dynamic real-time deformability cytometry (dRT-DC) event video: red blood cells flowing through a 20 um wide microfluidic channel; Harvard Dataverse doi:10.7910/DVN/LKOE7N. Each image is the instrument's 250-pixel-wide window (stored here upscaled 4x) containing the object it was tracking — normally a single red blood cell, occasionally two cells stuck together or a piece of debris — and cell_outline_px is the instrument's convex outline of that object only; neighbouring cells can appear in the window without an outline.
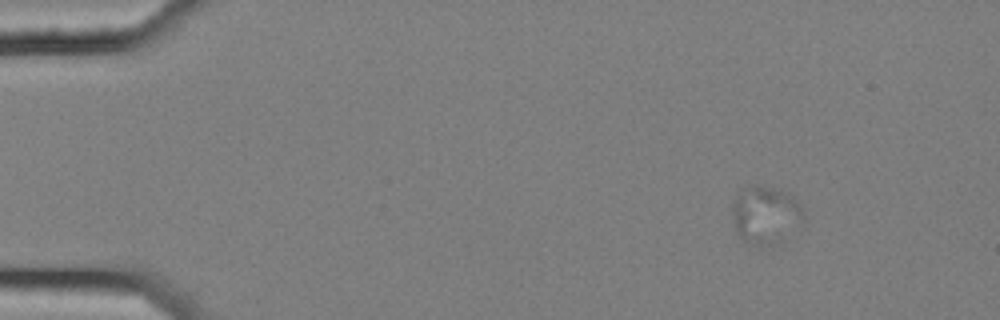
{"species": "common noctule bat (a hibernating species)", "species_latin": "Nyctalus noctula", "temperature_condition": "cold", "stored_images_in_passage": 4, "camera_frame_rate_fps": 3000, "um_per_image_px": 0.085, "animal": {"sex": "female", "body_mass_g": 25.1}, "frame": {"image": 1, "passage_image": 1, "time_ms": 0.0, "image_size_px": [1000, 320], "cell_outline_px": [[804, 216], [776, 240], [760, 244], [744, 240], [736, 232], [732, 208], [736, 192], [756, 184], [788, 192], [792, 196], [800, 208]], "centroid_in_image_um": [64.96, 18.15], "position_along_channel_um": 20.0, "area_um2": 22.25}}
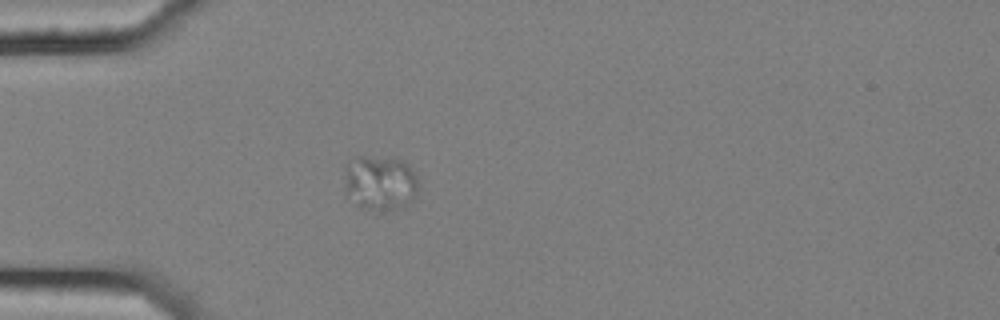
{"frame": {"image": 2, "passage_image": 4, "time_ms": 1.0, "image_size_px": [1000, 320], "cell_outline_px": [[420, 188], [416, 196], [408, 204], [384, 212], [380, 212], [360, 208], [344, 200], [344, 168], [356, 156], [392, 156], [404, 160], [408, 164], [416, 176], [420, 184]], "centroid_in_image_um": [32.27, 15.56], "position_along_channel_um": 52.7, "area_um2": 25.2}}